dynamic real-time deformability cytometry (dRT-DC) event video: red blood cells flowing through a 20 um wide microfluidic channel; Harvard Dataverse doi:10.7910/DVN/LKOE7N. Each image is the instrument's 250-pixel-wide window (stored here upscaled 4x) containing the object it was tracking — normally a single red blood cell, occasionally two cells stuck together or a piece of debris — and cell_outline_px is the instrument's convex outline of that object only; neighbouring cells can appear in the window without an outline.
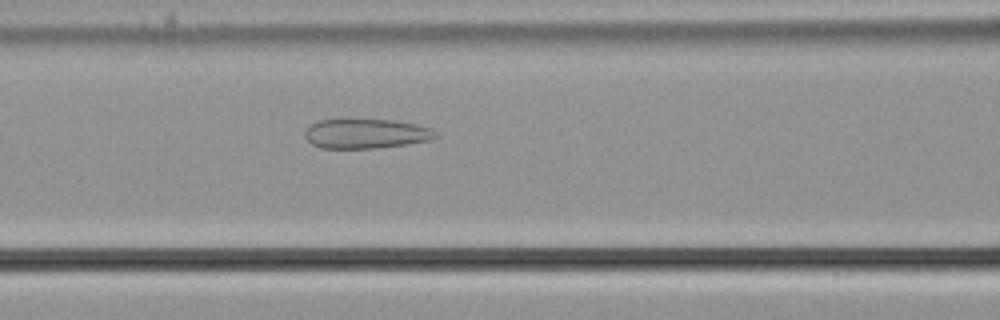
{"species": "common noctule bat (a hibernating species)", "species_latin": "Nyctalus noctula", "temperature_condition": "cold", "stored_images_in_passage": 39, "camera_frame_rate_fps": 3000, "um_per_image_px": 0.085, "animal": {"sex": "male", "body_mass_g": 21.5, "forearm_length_mm": 52.0}, "frame": {"image": 1, "passage_image": 10, "time_ms": 3.0, "image_size_px": [1000, 320], "cell_outline_px": [[440, 136], [432, 140], [408, 144], [376, 148], [320, 148], [312, 144], [304, 136], [304, 132], [316, 120], [392, 120], [416, 124], [432, 128]], "centroid_in_image_um": [31.15, 11.37], "position_along_channel_um": 135.4, "area_um2": 22.6}}
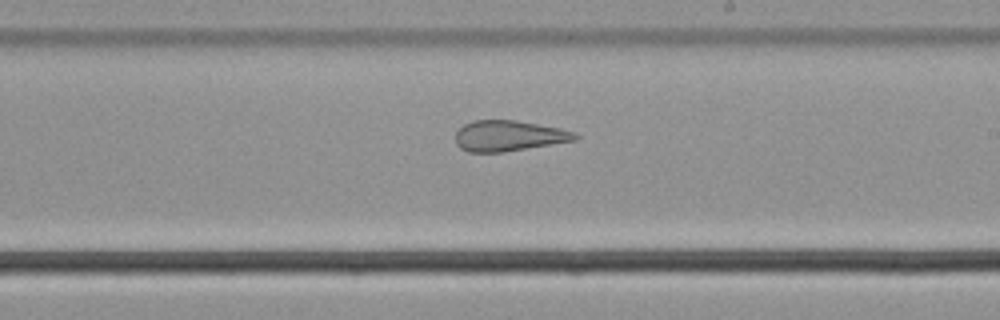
{"frame": {"image": 2, "passage_image": 19, "time_ms": 6.0, "image_size_px": [1000, 320], "cell_outline_px": [[580, 136], [576, 140], [504, 152], [468, 152], [460, 148], [456, 144], [456, 132], [464, 124], [472, 120], [516, 120], [560, 128], [576, 132]], "centroid_in_image_um": [43.25, 11.54], "position_along_channel_um": 245.8, "area_um2": 21.44}}
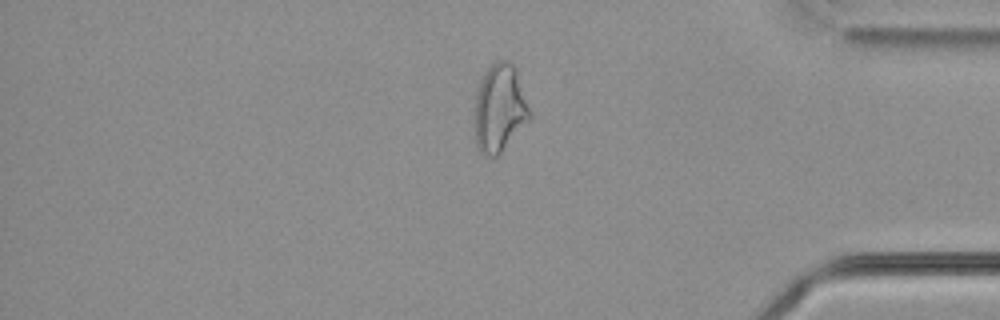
{"frame": {"image": 3, "passage_image": 33, "time_ms": 10.667, "image_size_px": [1000, 320], "cell_outline_px": [[532, 120], [496, 156], [488, 156], [480, 152], [476, 144], [472, 116], [472, 108], [476, 92], [484, 72], [496, 60], [508, 60], [516, 68], [532, 112]], "centroid_in_image_um": [42.46, 9.2], "position_along_channel_um": 392.7, "area_um2": 29.19}, "authors_computed_cell_mechanics": {"area_um2": 24.276, "velocity_mm_per_s": 3.6827, "shape_relaxation_time_tau1_ms": null, "shape_relaxation_time_tau2_ms": 2.1078, "deformation_change_tau1": null, "deformation_change_tau2": 0.1223}}